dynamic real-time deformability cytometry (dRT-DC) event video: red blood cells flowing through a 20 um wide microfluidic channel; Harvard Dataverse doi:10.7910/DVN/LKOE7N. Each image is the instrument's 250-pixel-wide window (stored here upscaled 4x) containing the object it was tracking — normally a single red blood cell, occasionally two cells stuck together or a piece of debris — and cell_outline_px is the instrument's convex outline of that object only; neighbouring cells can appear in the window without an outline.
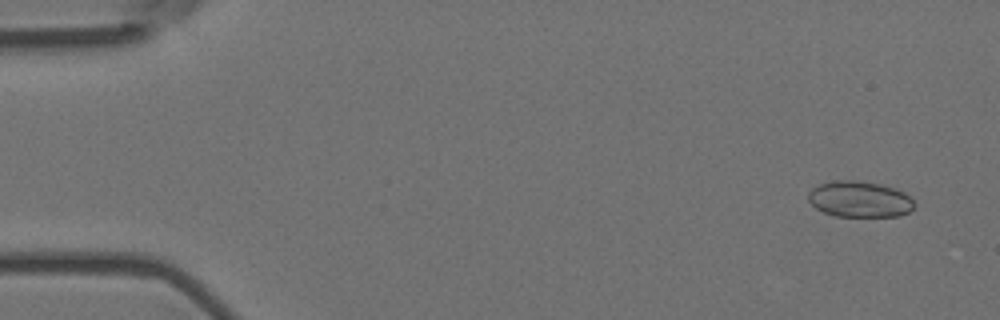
{"species": "Egyptian fruit bat (a non-hibernating species)", "species_latin": "Rousettus aegyptiacus", "temperature_condition": "room temperature", "stored_images_in_passage": 6, "camera_frame_rate_fps": 3000, "um_per_image_px": 0.085, "animal": {"sex": "female"}, "frame": {"image": 1, "passage_image": 1, "time_ms": 0.0, "image_size_px": [1000, 320], "cell_outline_px": [[916, 204], [908, 212], [900, 216], [836, 216], [824, 212], [816, 208], [808, 200], [808, 192], [812, 188], [820, 184], [836, 180], [856, 180], [880, 184], [896, 188], [904, 192]], "centroid_in_image_um": [73.07, 16.93], "position_along_channel_um": 11.9, "area_um2": 22.25}}
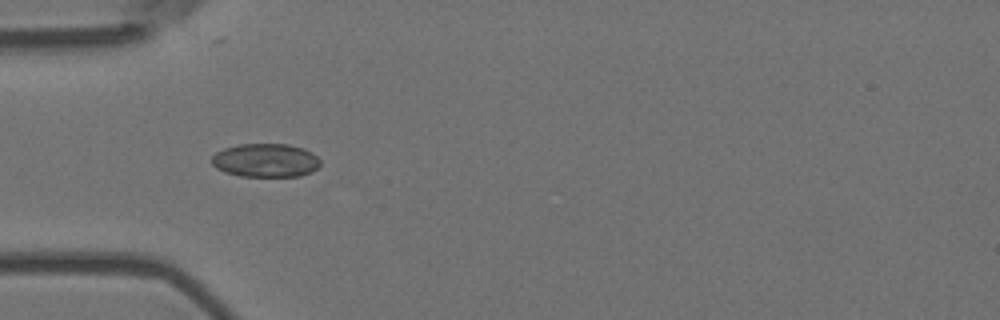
{"frame": {"image": 2, "passage_image": 5, "time_ms": 1.333, "image_size_px": [1000, 320], "cell_outline_px": [[320, 164], [312, 172], [300, 176], [240, 176], [224, 172], [216, 168], [212, 164], [212, 156], [216, 152], [224, 148], [236, 144], [288, 144], [304, 148], [312, 152], [320, 160]], "centroid_in_image_um": [22.57, 13.62], "position_along_channel_um": 62.4, "area_um2": 21.39}}
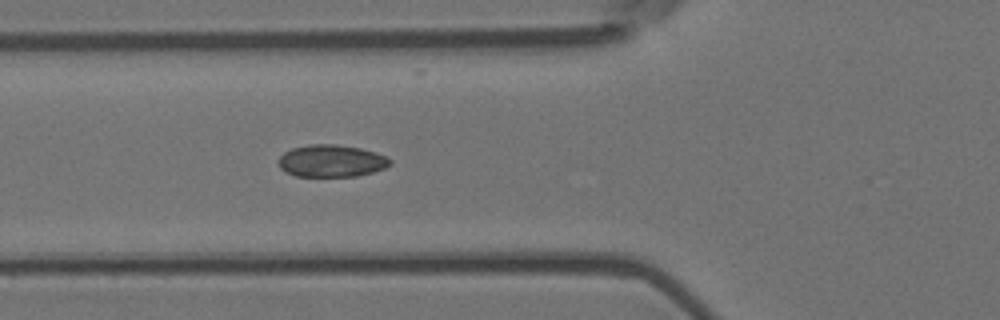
{"frame": {"image": 3, "passage_image": 6, "time_ms": 1.667, "image_size_px": [1000, 320], "cell_outline_px": [[392, 164], [384, 168], [372, 172], [356, 176], [296, 176], [284, 172], [280, 168], [280, 156], [284, 152], [292, 148], [308, 144], [336, 144], [360, 148], [388, 156], [392, 160]], "centroid_in_image_um": [28.18, 13.67], "position_along_channel_um": 97.6, "area_um2": 20.98}}